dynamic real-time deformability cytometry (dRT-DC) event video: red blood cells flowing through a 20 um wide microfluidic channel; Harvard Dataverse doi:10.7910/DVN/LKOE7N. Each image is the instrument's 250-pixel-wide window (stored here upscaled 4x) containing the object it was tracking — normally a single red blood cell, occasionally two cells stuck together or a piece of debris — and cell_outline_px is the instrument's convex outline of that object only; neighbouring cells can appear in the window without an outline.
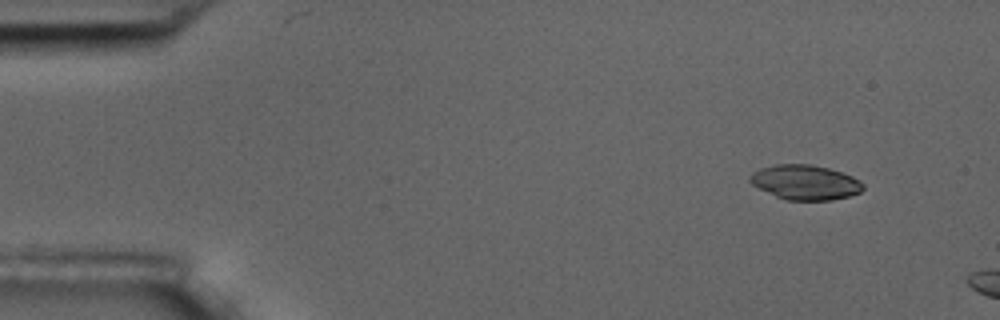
{"species": "common noctule bat (a hibernating species)", "species_latin": "Nyctalus noctula", "temperature_condition": "room temperature", "stored_images_in_passage": 4, "camera_frame_rate_fps": 3000, "um_per_image_px": 0.085, "animal": {"sex": "male", "body_mass_g": 17.5, "forearm_length_mm": 52.3}, "frame": {"image": 1, "passage_image": 1, "time_ms": 0.0, "image_size_px": [1000, 320], "cell_outline_px": [[864, 188], [860, 192], [848, 196], [832, 200], [788, 200], [776, 196], [752, 184], [748, 180], [748, 176], [752, 172], [760, 168], [776, 164], [812, 164], [828, 168], [852, 176], [860, 180], [864, 184]], "centroid_in_image_um": [68.44, 15.49], "position_along_channel_um": 16.6, "area_um2": 22.89}}